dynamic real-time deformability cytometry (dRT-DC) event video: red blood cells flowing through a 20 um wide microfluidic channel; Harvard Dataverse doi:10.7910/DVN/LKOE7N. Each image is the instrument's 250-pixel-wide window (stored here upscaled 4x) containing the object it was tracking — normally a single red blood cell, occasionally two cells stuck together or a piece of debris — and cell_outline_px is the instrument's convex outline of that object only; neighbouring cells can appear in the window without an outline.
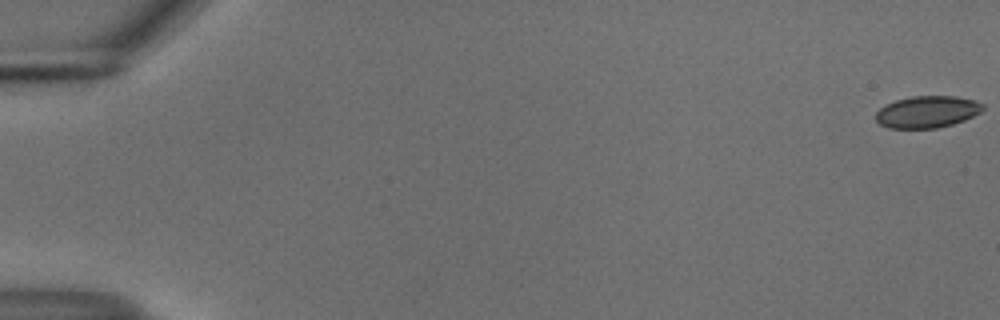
{"species": "common noctule bat (a hibernating species)", "species_latin": "Nyctalus noctula", "temperature_condition": "cold", "stored_images_in_passage": 51, "camera_frame_rate_fps": 3000, "um_per_image_px": 0.085, "animal": {"sex": "male", "body_mass_g": 18.8}, "frame": {"image": 1, "passage_image": 1, "time_ms": 0.0, "image_size_px": [1000, 320], "cell_outline_px": [[984, 108], [980, 112], [964, 120], [952, 124], [936, 128], [888, 128], [880, 124], [876, 120], [876, 112], [884, 104], [896, 100], [912, 96], [956, 96], [976, 100], [984, 104]], "centroid_in_image_um": [78.81, 9.5], "position_along_channel_um": 6.2, "area_um2": 19.94}}
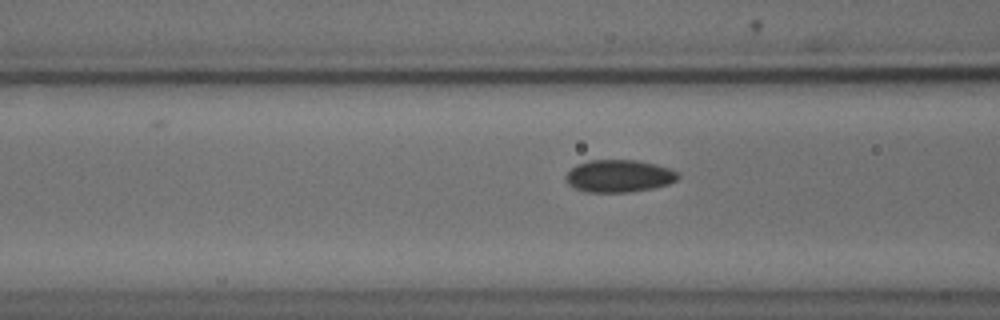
{"frame": {"image": 2, "passage_image": 23, "time_ms": 7.333, "image_size_px": [1000, 320], "cell_outline_px": [[680, 176], [676, 180], [668, 184], [652, 188], [628, 192], [584, 192], [568, 184], [564, 180], [564, 176], [576, 164], [588, 160], [640, 160], [656, 164], [668, 168], [676, 172]], "centroid_in_image_um": [52.58, 14.95], "position_along_channel_um": 114.0, "area_um2": 21.27}}
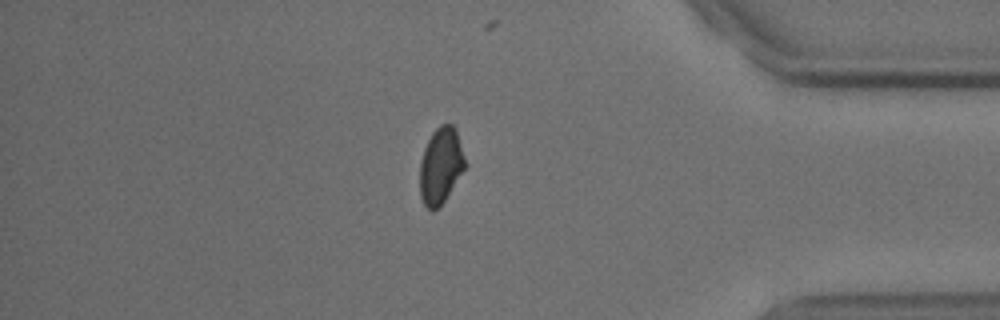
{"frame": {"image": 3, "passage_image": 48, "time_ms": 15.667, "image_size_px": [1000, 320], "cell_outline_px": [[464, 168], [444, 200], [432, 212], [424, 204], [420, 196], [420, 160], [424, 148], [432, 132], [440, 124], [452, 124], [456, 128], [464, 156]], "centroid_in_image_um": [37.43, 14.05], "position_along_channel_um": 397.8, "area_um2": 19.71}}